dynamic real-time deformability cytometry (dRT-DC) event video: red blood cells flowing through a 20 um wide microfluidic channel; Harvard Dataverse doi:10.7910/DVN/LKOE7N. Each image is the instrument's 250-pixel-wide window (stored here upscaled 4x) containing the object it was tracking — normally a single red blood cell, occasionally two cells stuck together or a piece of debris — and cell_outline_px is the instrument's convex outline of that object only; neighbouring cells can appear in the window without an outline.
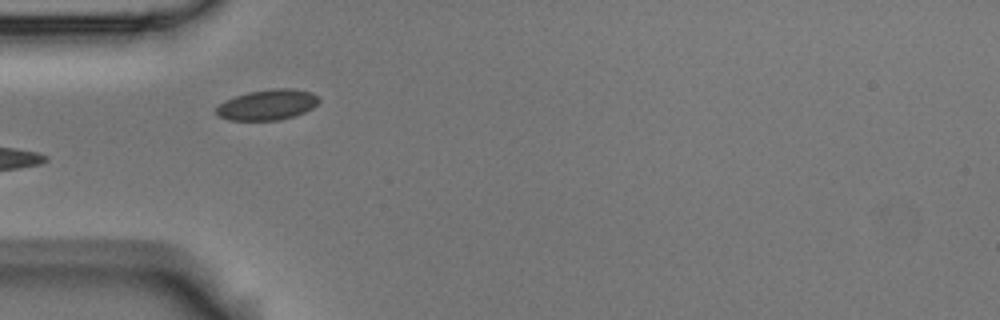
{"species": "Egyptian fruit bat (a non-hibernating species)", "species_latin": "Rousettus aegyptiacus", "temperature_condition": "room temperature", "stored_images_in_passage": 4, "camera_frame_rate_fps": 3000, "um_per_image_px": 0.085, "animal": {"sex": "male"}, "frame": {"image": 1, "passage_image": 3, "time_ms": 0.667, "image_size_px": [1000, 320], "cell_outline_px": [[320, 100], [312, 108], [296, 116], [276, 120], [228, 120], [220, 116], [216, 112], [216, 108], [224, 100], [248, 92], [272, 88], [292, 88], [312, 92]], "centroid_in_image_um": [22.74, 8.9], "position_along_channel_um": 62.3, "area_um2": 18.21}}
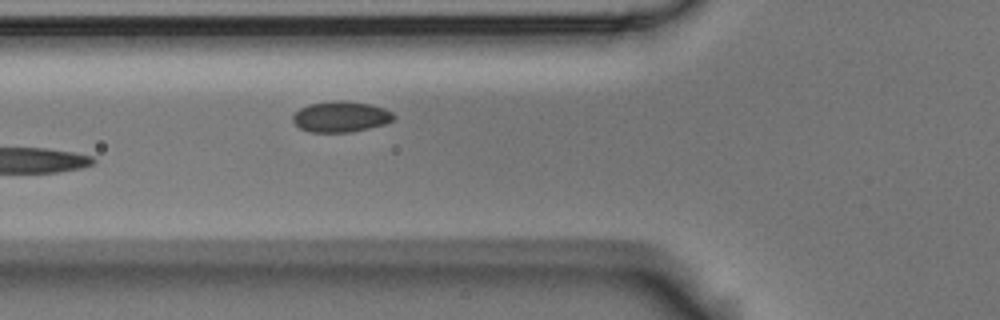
{"frame": {"image": 2, "passage_image": 4, "time_ms": 1.0, "image_size_px": [1000, 320], "cell_outline_px": [[396, 116], [392, 120], [384, 124], [352, 132], [308, 132], [300, 128], [292, 120], [292, 116], [300, 108], [308, 104], [372, 104], [384, 108], [392, 112]], "centroid_in_image_um": [28.97, 9.98], "position_along_channel_um": 96.8, "area_um2": 17.17}}